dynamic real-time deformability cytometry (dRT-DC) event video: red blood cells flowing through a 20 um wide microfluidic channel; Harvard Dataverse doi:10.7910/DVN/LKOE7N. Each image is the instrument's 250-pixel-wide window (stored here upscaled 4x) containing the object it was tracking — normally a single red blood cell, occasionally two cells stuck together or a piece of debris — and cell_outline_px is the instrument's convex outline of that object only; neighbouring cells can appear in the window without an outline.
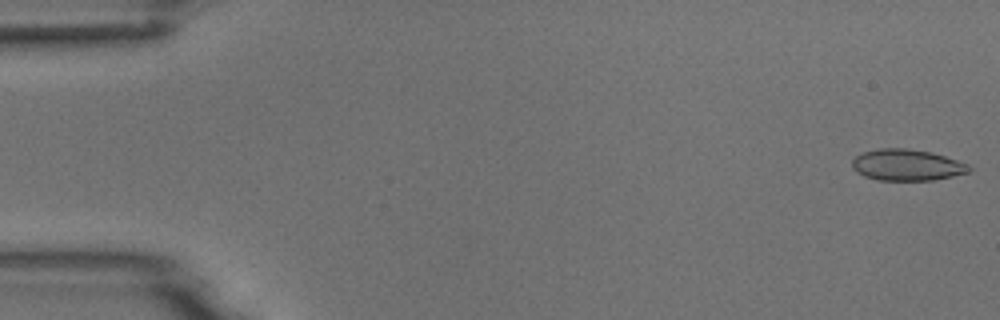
{"species": "common noctule bat (a hibernating species)", "species_latin": "Nyctalus noctula", "temperature_condition": "room temperature", "stored_images_in_passage": 53, "camera_frame_rate_fps": 3000, "um_per_image_px": 0.085, "animal": {"sex": "male", "body_mass_g": 18.8}, "frame": {"image": 1, "passage_image": 1, "time_ms": 0.0, "image_size_px": [1000, 320], "cell_outline_px": [[972, 168], [968, 172], [952, 176], [932, 180], [876, 180], [864, 176], [856, 172], [852, 168], [852, 160], [856, 156], [864, 152], [880, 148], [908, 148], [932, 152], [968, 164]], "centroid_in_image_um": [77.06, 14.02], "position_along_channel_um": 7.9, "area_um2": 21.33}}
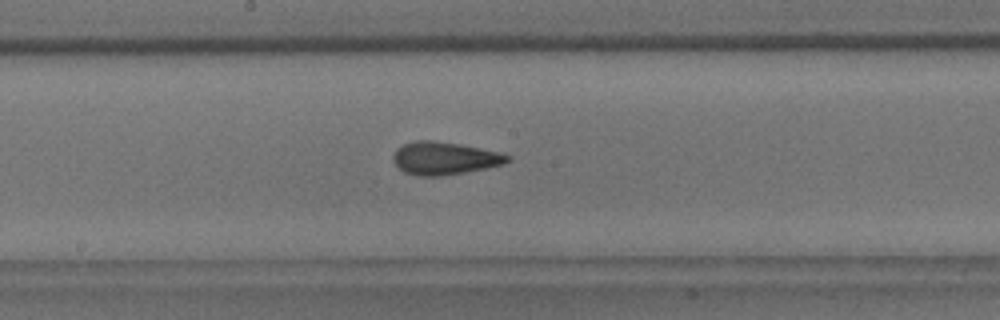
{"frame": {"image": 2, "passage_image": 28, "time_ms": 9.0, "image_size_px": [1000, 320], "cell_outline_px": [[512, 160], [504, 164], [464, 172], [440, 176], [416, 176], [404, 172], [392, 160], [392, 156], [396, 148], [404, 144], [416, 140], [432, 140], [460, 144], [500, 152], [512, 156]], "centroid_in_image_um": [37.78, 13.45], "position_along_channel_um": 210.4, "area_um2": 21.91}}
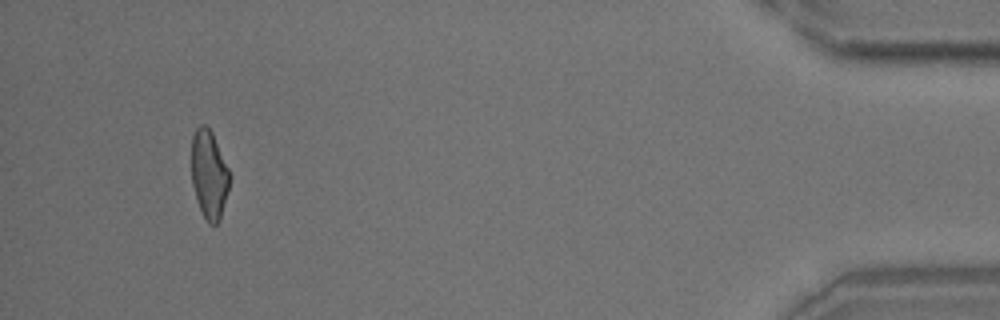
{"frame": {"image": 3, "passage_image": 50, "time_ms": 16.333, "image_size_px": [1000, 320], "cell_outline_px": [[232, 176], [220, 220], [216, 224], [208, 224], [196, 200], [192, 184], [192, 136], [196, 128], [200, 124], [204, 124], [212, 132]], "centroid_in_image_um": [17.78, 14.83], "position_along_channel_um": 417.4, "area_um2": 19.77}, "authors_computed_cell_mechanics": {"area_um2": 21.1548, "velocity_mm_per_s": 3.79, "shape_relaxation_time_tau1_ms": 5.6181, "shape_relaxation_time_tau2_ms": 1.6955, "deformation_change_tau1": 0.1546, "deformation_change_tau2": 0.0858}}